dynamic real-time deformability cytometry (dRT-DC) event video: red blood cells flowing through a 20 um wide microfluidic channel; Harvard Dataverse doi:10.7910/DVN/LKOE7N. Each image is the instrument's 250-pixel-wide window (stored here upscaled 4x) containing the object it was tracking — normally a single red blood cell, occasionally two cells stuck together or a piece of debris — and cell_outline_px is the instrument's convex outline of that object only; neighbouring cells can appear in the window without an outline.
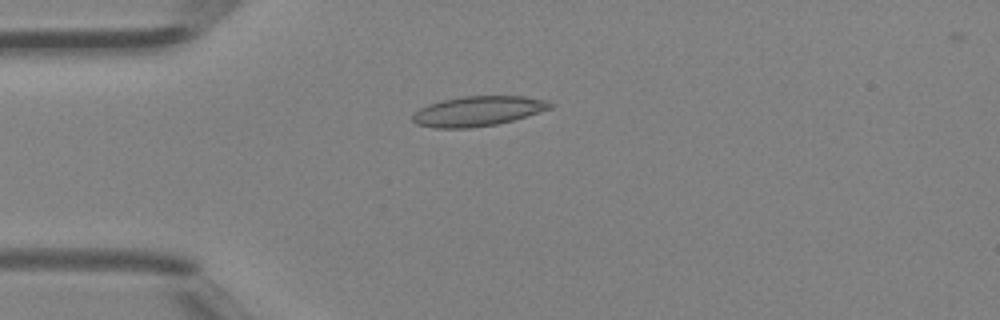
{"species": "Egyptian fruit bat (a non-hibernating species)", "species_latin": "Rousettus aegyptiacus", "temperature_condition": "room temperature", "stored_images_in_passage": 2, "camera_frame_rate_fps": 3000, "um_per_image_px": 0.085, "animal": {"sex": "female"}, "frame": {"image": 1, "passage_image": 1, "time_ms": 0.0, "image_size_px": [1000, 320], "cell_outline_px": [[556, 104], [552, 108], [512, 120], [496, 124], [468, 128], [436, 128], [416, 124], [412, 120], [412, 116], [420, 108], [428, 104], [444, 100], [464, 96], [524, 96], [548, 100]], "centroid_in_image_um": [40.65, 9.44], "position_along_channel_um": 44.3, "area_um2": 23.87}}